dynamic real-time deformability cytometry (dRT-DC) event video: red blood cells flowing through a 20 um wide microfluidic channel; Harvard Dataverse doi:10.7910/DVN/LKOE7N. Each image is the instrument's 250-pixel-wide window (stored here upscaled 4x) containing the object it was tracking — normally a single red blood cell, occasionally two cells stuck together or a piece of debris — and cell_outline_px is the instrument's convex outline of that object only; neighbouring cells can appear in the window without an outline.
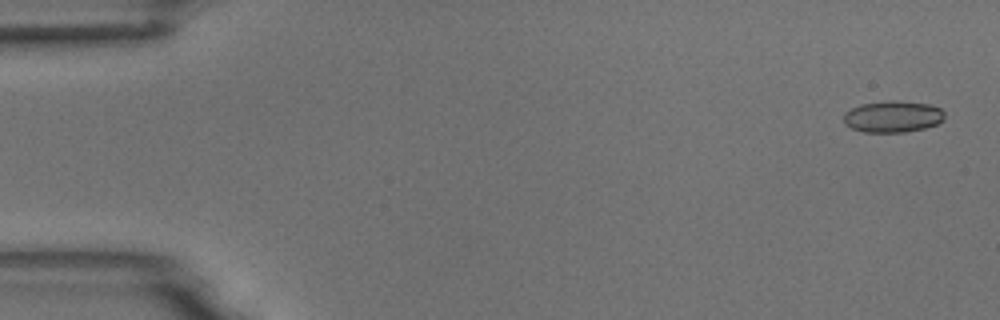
{"species": "common noctule bat (a hibernating species)", "species_latin": "Nyctalus noctula", "temperature_condition": "room temperature", "stored_images_in_passage": 5, "camera_frame_rate_fps": 3000, "um_per_image_px": 0.085, "animal": {"sex": "male", "body_mass_g": 18.8}, "frame": {"image": 1, "passage_image": 1, "time_ms": 0.0, "image_size_px": [1000, 320], "cell_outline_px": [[944, 120], [936, 124], [924, 128], [904, 132], [864, 132], [852, 128], [844, 124], [844, 112], [860, 104], [888, 100], [892, 100], [928, 104], [940, 108], [944, 112]], "centroid_in_image_um": [75.87, 9.91], "position_along_channel_um": 9.1, "area_um2": 18.55}}
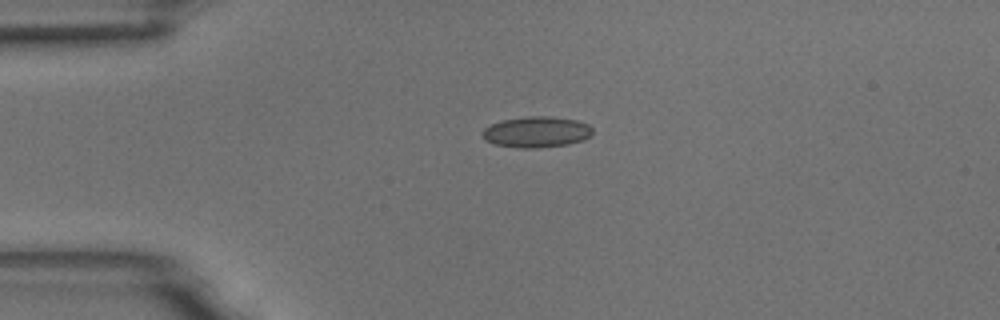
{"frame": {"image": 2, "passage_image": 4, "time_ms": 1.0, "image_size_px": [1000, 320], "cell_outline_px": [[592, 132], [584, 140], [568, 144], [536, 148], [520, 148], [496, 144], [484, 140], [480, 132], [484, 128], [500, 120], [528, 116], [548, 116], [576, 120], [588, 124], [592, 128]], "centroid_in_image_um": [45.57, 11.21], "position_along_channel_um": 39.4, "area_um2": 19.88}}